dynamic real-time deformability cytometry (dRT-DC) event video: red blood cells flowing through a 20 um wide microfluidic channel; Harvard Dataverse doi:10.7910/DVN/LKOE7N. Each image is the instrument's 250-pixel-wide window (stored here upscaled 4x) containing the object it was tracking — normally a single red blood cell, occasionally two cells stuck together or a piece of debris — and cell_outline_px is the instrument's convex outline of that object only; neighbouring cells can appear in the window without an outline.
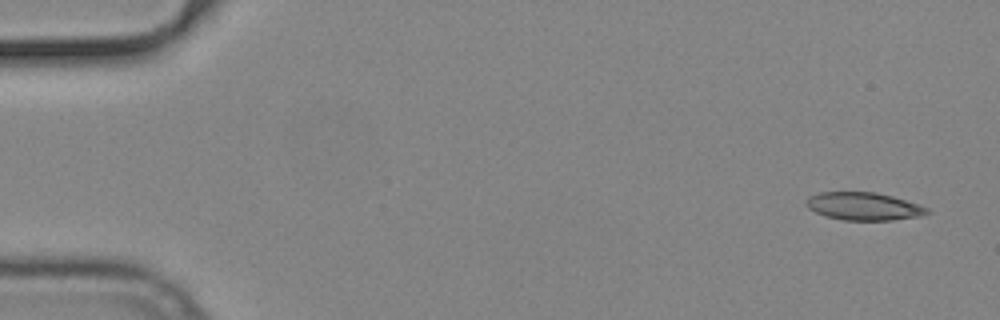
{"species": "common noctule bat (a hibernating species)", "species_latin": "Nyctalus noctula", "temperature_condition": "cold", "stored_images_in_passage": 52, "camera_frame_rate_fps": 3000, "um_per_image_px": 0.085, "animal": {"sex": "male", "body_mass_g": 19.2, "forearm_length_mm": 51.8}, "frame": {"image": 1, "passage_image": 1, "time_ms": 0.0, "image_size_px": [1000, 320], "cell_outline_px": [[932, 212], [916, 216], [892, 220], [844, 220], [828, 216], [816, 212], [808, 208], [804, 204], [808, 196], [820, 192], [876, 192], [892, 196], [928, 208]], "centroid_in_image_um": [73.37, 17.52], "position_along_channel_um": 11.6, "area_um2": 19.36}}
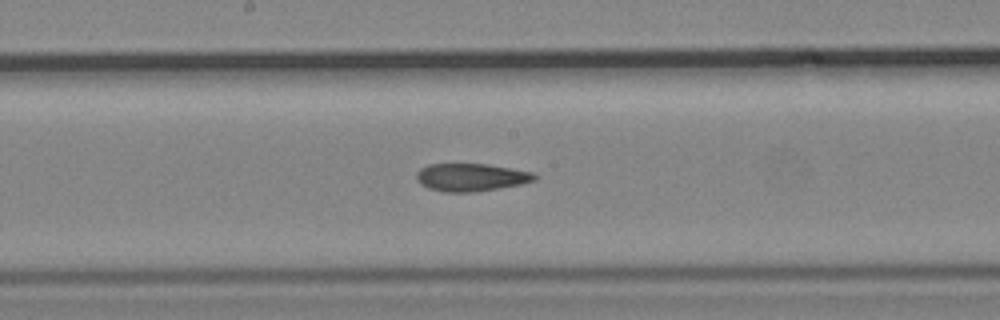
{"frame": {"image": 2, "passage_image": 27, "time_ms": 8.667, "image_size_px": [1000, 320], "cell_outline_px": [[536, 180], [520, 184], [472, 192], [444, 192], [428, 188], [420, 184], [416, 180], [416, 172], [420, 168], [428, 164], [488, 164], [532, 172], [536, 176]], "centroid_in_image_um": [39.98, 15.06], "position_along_channel_um": 208.2, "area_um2": 19.02}}
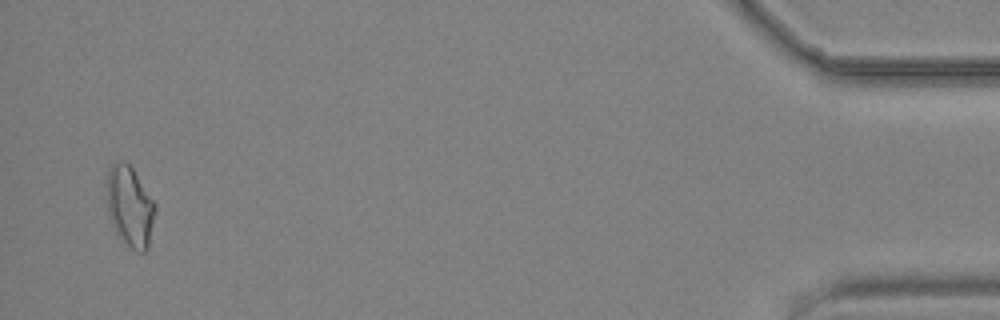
{"frame": {"image": 3, "passage_image": 51, "time_ms": 16.667, "image_size_px": [1000, 320], "cell_outline_px": [[156, 212], [148, 248], [144, 252], [136, 252], [116, 232], [108, 216], [108, 168], [112, 164], [120, 160], [124, 160], [132, 168], [156, 204]], "centroid_in_image_um": [11.06, 17.55], "position_along_channel_um": 424.1, "area_um2": 22.48}, "authors_computed_cell_mechanics": {"area_um2": 19.6231, "velocity_mm_per_s": 3.7677, "shape_relaxation_time_tau1_ms": 6.4353, "shape_relaxation_time_tau2_ms": 4.5746, "deformation_change_tau1": 0.1547, "deformation_change_tau2": 0.1399}}